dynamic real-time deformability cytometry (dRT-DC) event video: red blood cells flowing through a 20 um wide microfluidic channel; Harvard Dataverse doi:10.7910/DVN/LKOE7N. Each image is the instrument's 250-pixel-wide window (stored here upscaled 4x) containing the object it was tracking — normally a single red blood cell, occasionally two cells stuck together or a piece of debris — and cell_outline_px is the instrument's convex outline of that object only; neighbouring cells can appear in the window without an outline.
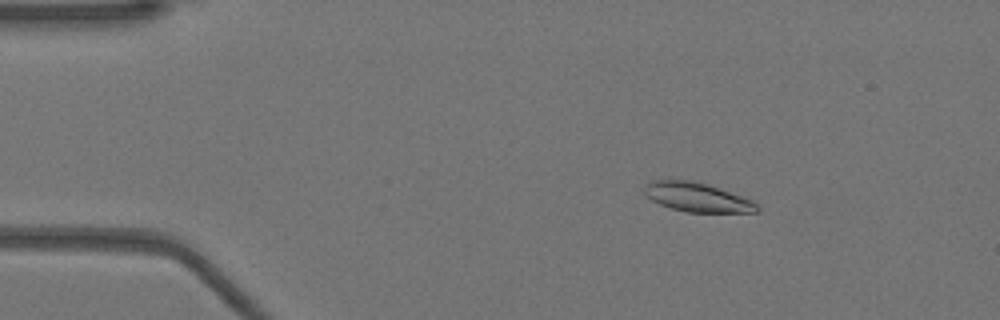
{"species": "Egyptian fruit bat (a non-hibernating species)", "species_latin": "Rousettus aegyptiacus", "temperature_condition": "warm", "stored_images_in_passage": 47, "camera_frame_rate_fps": 3000, "um_per_image_px": 0.085, "animal": {"sex": "female"}, "frame": {"image": 1, "passage_image": 3, "time_ms": 0.667, "image_size_px": [1000, 320], "cell_outline_px": [[760, 212], [688, 212], [672, 208], [660, 204], [644, 196], [644, 184], [648, 180], [668, 176], [692, 180], [752, 200], [760, 208]], "centroid_in_image_um": [59.12, 16.71], "position_along_channel_um": 25.9, "area_um2": 19.54}}
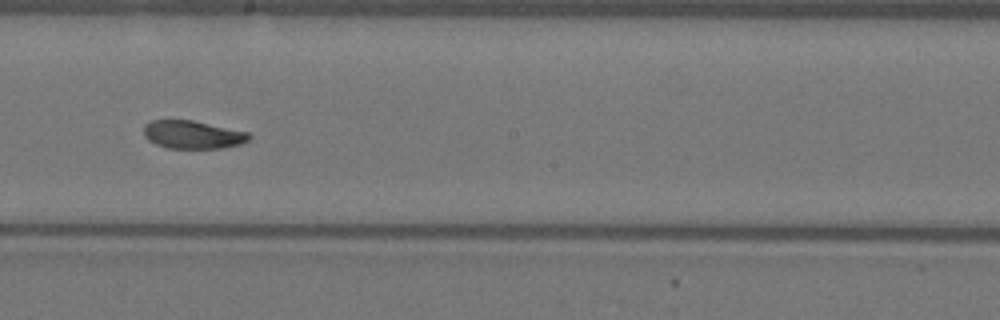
{"frame": {"image": 2, "passage_image": 24, "time_ms": 7.667, "image_size_px": [1000, 320], "cell_outline_px": [[252, 136], [248, 140], [240, 144], [220, 148], [168, 148], [156, 144], [148, 140], [144, 136], [144, 124], [152, 120], [192, 120], [248, 132]], "centroid_in_image_um": [16.36, 11.44], "position_along_channel_um": 231.8, "area_um2": 17.17}}
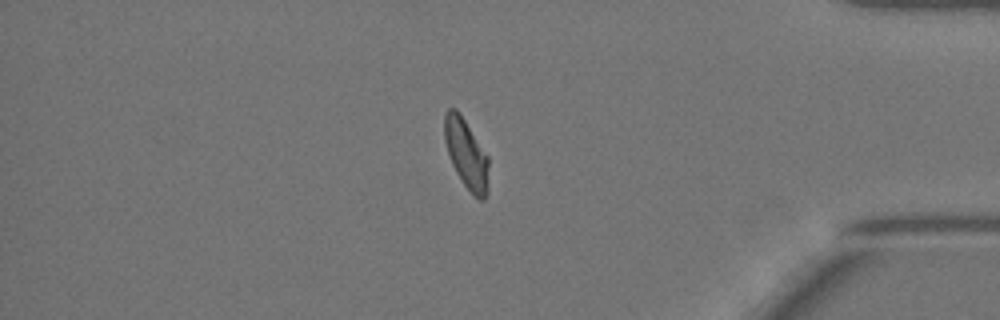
{"frame": {"image": 3, "passage_image": 39, "time_ms": 12.667, "image_size_px": [1000, 320], "cell_outline_px": [[488, 192], [484, 200], [480, 200], [464, 184], [456, 172], [452, 164], [444, 140], [444, 112], [448, 108], [456, 108], [460, 112], [488, 156]], "centroid_in_image_um": [39.63, 13.03], "position_along_channel_um": 395.6, "area_um2": 17.86}, "authors_computed_cell_mechanics": {"area_um2": 18.1492, "velocity_mm_per_s": 3.9034, "shape_relaxation_time_tau1_ms": 5.7428, "shape_relaxation_time_tau2_ms": 2.9605, "deformation_change_tau1": 0.1925, "deformation_change_tau2": 0.0819}}